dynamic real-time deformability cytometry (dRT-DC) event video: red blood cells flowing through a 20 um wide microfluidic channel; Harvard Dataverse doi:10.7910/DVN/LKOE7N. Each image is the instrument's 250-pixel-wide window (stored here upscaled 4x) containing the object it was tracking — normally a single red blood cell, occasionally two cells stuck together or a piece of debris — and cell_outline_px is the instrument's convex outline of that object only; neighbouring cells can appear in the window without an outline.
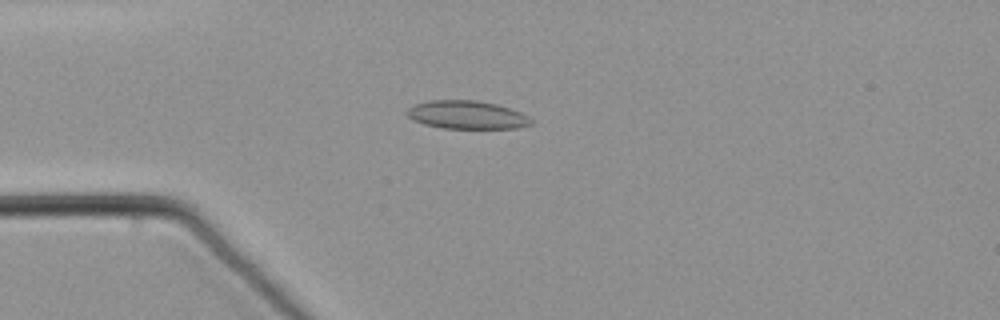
{"species": "common noctule bat (a hibernating species)", "species_latin": "Nyctalus noctula", "temperature_condition": "warm", "stored_images_in_passage": 58, "camera_frame_rate_fps": 3000, "um_per_image_px": 0.085, "animal": {"sex": "male", "body_mass_g": 21.5, "forearm_length_mm": 52.0}, "frame": {"image": 1, "passage_image": 16, "time_ms": 5.0, "image_size_px": [1000, 320], "cell_outline_px": [[532, 124], [516, 128], [444, 128], [424, 124], [412, 120], [404, 112], [408, 108], [416, 104], [428, 100], [476, 100], [496, 104], [520, 112], [528, 116], [532, 120]], "centroid_in_image_um": [39.65, 9.76], "position_along_channel_um": 45.3, "area_um2": 20.35}}
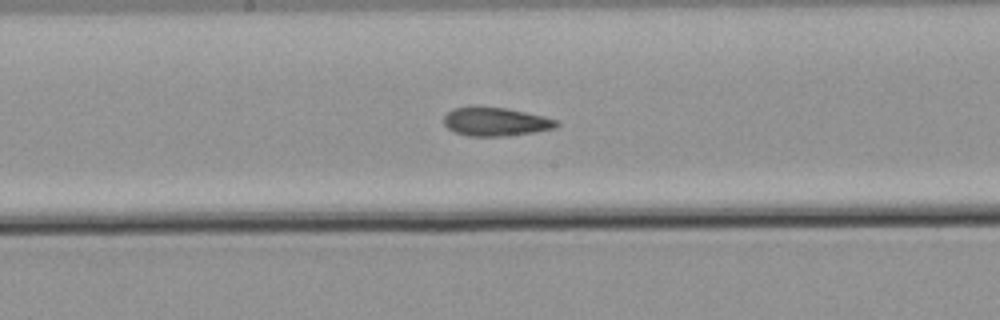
{"frame": {"image": 2, "passage_image": 31, "time_ms": 10.0, "image_size_px": [1000, 320], "cell_outline_px": [[560, 124], [556, 128], [532, 132], [504, 136], [468, 136], [456, 132], [448, 128], [444, 124], [444, 116], [452, 108], [468, 104], [476, 104], [508, 108], [544, 116], [556, 120]], "centroid_in_image_um": [42.08, 10.3], "position_along_channel_um": 206.1, "area_um2": 19.31}}
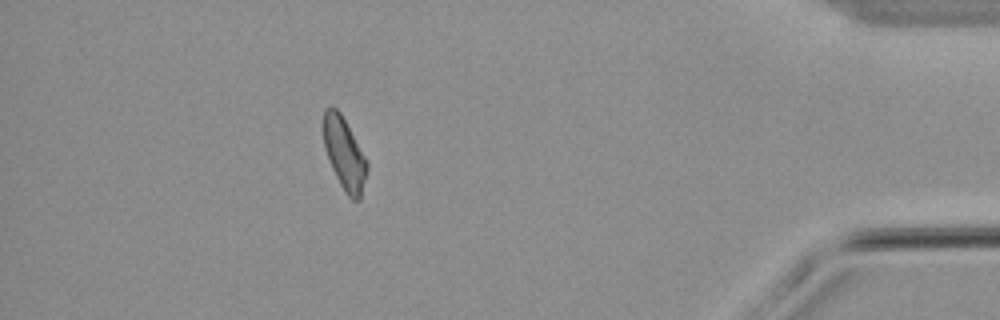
{"frame": {"image": 3, "passage_image": 52, "time_ms": 17.0, "image_size_px": [1000, 320], "cell_outline_px": [[368, 168], [360, 200], [352, 200], [344, 192], [332, 168], [324, 148], [324, 108], [336, 108], [340, 112], [364, 156], [368, 164]], "centroid_in_image_um": [29.27, 13.11], "position_along_channel_um": 405.9, "area_um2": 17.86}}